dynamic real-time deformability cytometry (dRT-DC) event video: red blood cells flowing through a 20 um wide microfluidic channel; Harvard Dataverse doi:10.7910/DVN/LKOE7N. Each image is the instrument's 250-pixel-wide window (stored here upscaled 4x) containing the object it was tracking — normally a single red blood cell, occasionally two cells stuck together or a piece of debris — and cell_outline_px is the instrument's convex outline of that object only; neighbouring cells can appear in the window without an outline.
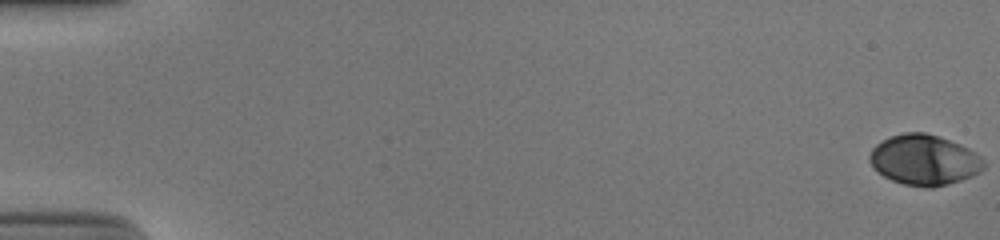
{"species": "human", "species_latin": "Homo sapiens", "temperature_condition": "cold", "stored_images_in_passage": 54, "camera_frame_rate_fps": 3000, "um_per_image_px": 0.085, "donor": {"sex": "male"}, "frame": {"image": 1, "passage_image": 1, "time_ms": 0.0, "image_size_px": [1000, 240], "cell_outline_px": [[984, 168], [980, 172], [972, 176], [948, 184], [932, 188], [924, 188], [904, 184], [892, 180], [884, 176], [872, 168], [868, 160], [868, 156], [872, 148], [876, 144], [888, 136], [904, 132], [924, 132], [940, 136], [960, 144], [976, 152], [984, 160]], "centroid_in_image_um": [78.54, 13.59], "position_along_channel_um": 6.5, "area_um2": 33.99}}
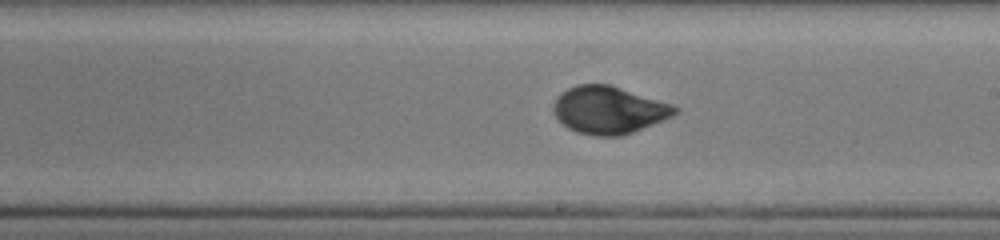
{"frame": {"image": 2, "passage_image": 33, "time_ms": 10.667, "image_size_px": [1000, 240], "cell_outline_px": [[680, 112], [664, 120], [632, 132], [620, 136], [596, 136], [576, 132], [568, 128], [552, 112], [552, 104], [568, 88], [576, 84], [612, 84], [672, 104], [680, 108]], "centroid_in_image_um": [51.78, 9.34], "position_along_channel_um": 237.2, "area_um2": 33.7}}
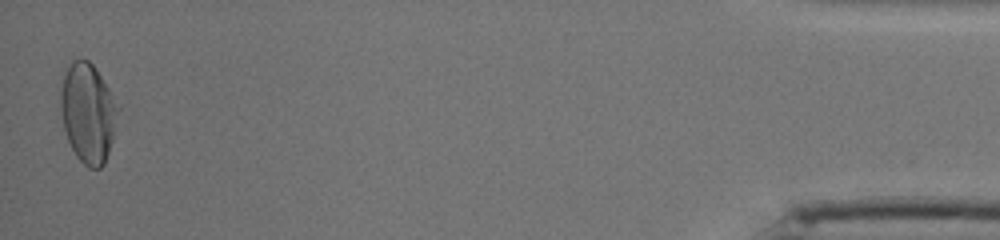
{"frame": {"image": 3, "passage_image": 54, "time_ms": 17.667, "image_size_px": [1000, 240], "cell_outline_px": [[120, 108], [112, 140], [104, 164], [100, 168], [88, 168], [76, 156], [68, 140], [64, 128], [60, 108], [60, 92], [64, 76], [72, 60], [88, 60], [92, 64], [108, 88]], "centroid_in_image_um": [7.48, 9.62], "position_along_channel_um": 427.7, "area_um2": 32.83}, "authors_computed_cell_mechanics": {"area_um2": 33.1194, "velocity_mm_per_s": 3.8939, "shape_relaxation_time_tau1_ms": 2.8796, "shape_relaxation_time_tau2_ms": 0.9645, "deformation_change_tau1": 0.1335, "deformation_change_tau2": 0.0358}}